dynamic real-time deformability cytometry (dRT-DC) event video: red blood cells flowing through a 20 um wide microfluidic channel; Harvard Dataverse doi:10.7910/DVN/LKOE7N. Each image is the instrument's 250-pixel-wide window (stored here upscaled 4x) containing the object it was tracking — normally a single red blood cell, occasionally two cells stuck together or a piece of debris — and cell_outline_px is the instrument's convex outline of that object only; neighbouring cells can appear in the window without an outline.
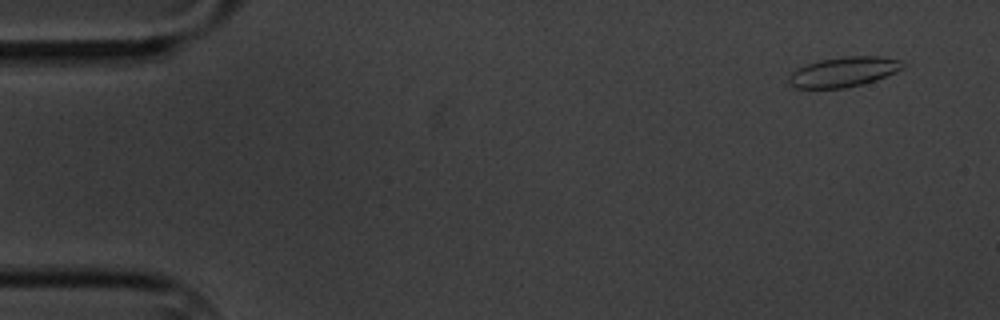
{"species": "common noctule bat (a hibernating species)", "species_latin": "Nyctalus noctula", "temperature_condition": "cold", "stored_images_in_passage": 5, "camera_frame_rate_fps": 3000, "um_per_image_px": 0.085, "animal": {"sex": "male", "body_mass_g": 20.1, "forearm_length_mm": 53.5}, "frame": {"image": 1, "passage_image": 1, "time_ms": 0.0, "image_size_px": [1000, 320], "cell_outline_px": [[904, 68], [896, 72], [876, 80], [864, 84], [844, 88], [792, 88], [788, 84], [788, 76], [792, 72], [808, 64], [820, 60], [844, 56], [880, 56], [900, 60], [904, 64]], "centroid_in_image_um": [71.71, 6.12], "position_along_channel_um": 13.3, "area_um2": 19.94}}
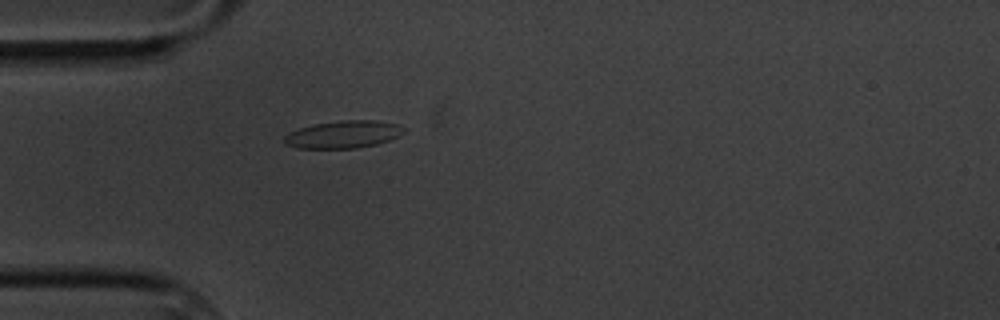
{"frame": {"image": 2, "passage_image": 5, "time_ms": 4.333, "image_size_px": [1000, 320], "cell_outline_px": [[404, 132], [388, 140], [376, 144], [356, 148], [296, 148], [284, 144], [284, 136], [288, 132], [300, 128], [316, 124], [340, 120], [376, 120], [396, 124], [404, 128]], "centroid_in_image_um": [29.13, 11.42], "position_along_channel_um": 55.9, "area_um2": 18.96}}